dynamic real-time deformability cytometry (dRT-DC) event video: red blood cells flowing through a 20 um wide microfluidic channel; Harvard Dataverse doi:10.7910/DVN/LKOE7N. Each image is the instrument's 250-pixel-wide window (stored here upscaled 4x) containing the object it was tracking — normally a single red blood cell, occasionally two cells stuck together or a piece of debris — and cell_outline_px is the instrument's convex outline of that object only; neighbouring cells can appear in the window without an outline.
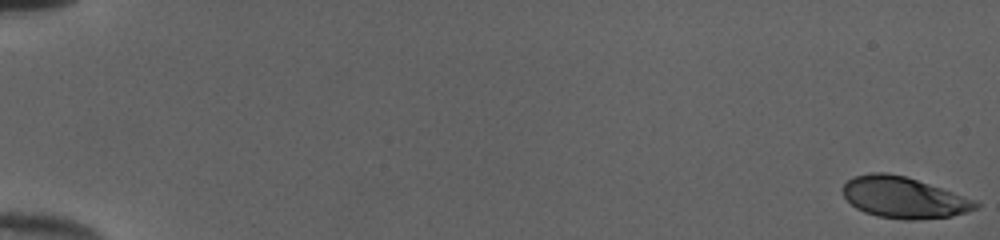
{"species": "human", "species_latin": "Homo sapiens", "temperature_condition": "cold", "stored_images_in_passage": 53, "camera_frame_rate_fps": 3000, "um_per_image_px": 0.085, "donor": {"sex": "female"}, "frame": {"image": 1, "passage_image": 1, "time_ms": 0.0, "image_size_px": [1000, 240], "cell_outline_px": [[980, 204], [976, 208], [968, 212], [952, 216], [916, 220], [908, 220], [876, 216], [864, 212], [856, 208], [844, 196], [844, 184], [848, 180], [856, 176], [872, 172], [884, 172], [904, 176], [976, 200]], "centroid_in_image_um": [76.83, 16.8], "position_along_channel_um": 8.2, "area_um2": 31.5}}
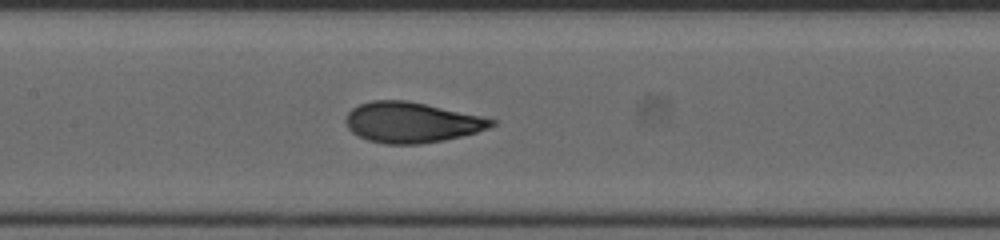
{"frame": {"image": 2, "passage_image": 28, "time_ms": 9.0, "image_size_px": [1000, 240], "cell_outline_px": [[496, 124], [488, 128], [476, 132], [444, 140], [420, 144], [384, 144], [368, 140], [352, 132], [348, 128], [344, 120], [348, 112], [352, 108], [360, 104], [372, 100], [408, 100], [480, 116], [496, 120]], "centroid_in_image_um": [34.95, 10.4], "position_along_channel_um": 172.4, "area_um2": 34.22}}
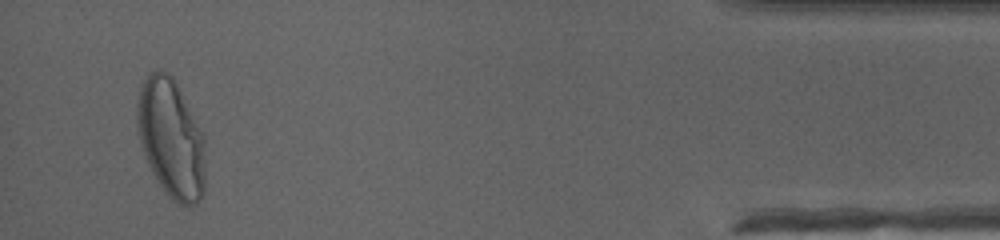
{"frame": {"image": 3, "passage_image": 51, "time_ms": 16.667, "image_size_px": [1000, 240], "cell_outline_px": [[204, 192], [200, 200], [196, 204], [180, 204], [172, 200], [168, 196], [156, 180], [144, 156], [136, 132], [136, 104], [140, 88], [144, 80], [156, 68], [168, 72], [176, 80], [204, 136]], "centroid_in_image_um": [14.51, 11.74], "position_along_channel_um": 420.7, "area_um2": 47.74}, "authors_computed_cell_mechanics": {"area_um2": 34.2176, "velocity_mm_per_s": 4.0368, "shape_relaxation_time_tau1_ms": 4.3047, "shape_relaxation_time_tau2_ms": null, "deformation_change_tau1": 0.2119, "deformation_change_tau2": null}}